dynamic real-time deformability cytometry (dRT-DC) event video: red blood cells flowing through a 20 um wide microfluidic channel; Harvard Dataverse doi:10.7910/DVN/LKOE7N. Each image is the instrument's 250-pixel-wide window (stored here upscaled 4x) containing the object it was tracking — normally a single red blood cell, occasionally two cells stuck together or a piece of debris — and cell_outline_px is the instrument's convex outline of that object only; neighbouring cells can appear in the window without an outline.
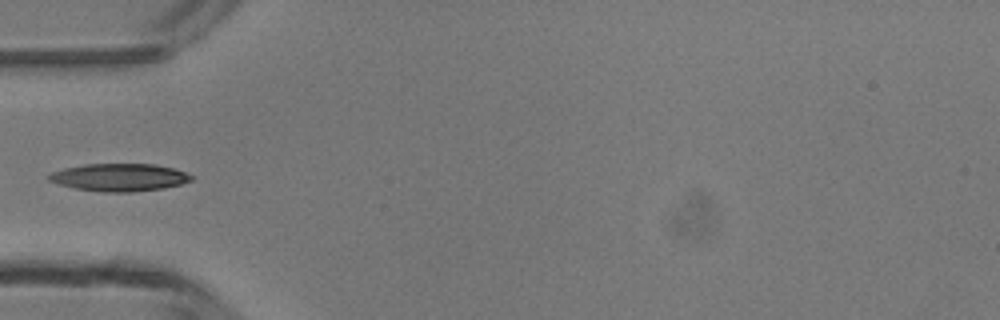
{"species": "common noctule bat (a hibernating species)", "species_latin": "Nyctalus noctula", "temperature_condition": "room temperature", "stored_images_in_passage": 4, "camera_frame_rate_fps": 3000, "um_per_image_px": 0.085, "animal": {"sex": "male", "body_mass_g": 13.3}, "frame": {"image": 1, "passage_image": 4, "time_ms": 3.333, "image_size_px": [1000, 320], "cell_outline_px": [[196, 176], [192, 180], [180, 184], [164, 188], [132, 192], [104, 192], [76, 188], [60, 184], [48, 180], [44, 176], [52, 172], [64, 168], [84, 164], [156, 164], [172, 168]], "centroid_in_image_um": [10.14, 15.07], "position_along_channel_um": 74.9, "area_um2": 22.95}}